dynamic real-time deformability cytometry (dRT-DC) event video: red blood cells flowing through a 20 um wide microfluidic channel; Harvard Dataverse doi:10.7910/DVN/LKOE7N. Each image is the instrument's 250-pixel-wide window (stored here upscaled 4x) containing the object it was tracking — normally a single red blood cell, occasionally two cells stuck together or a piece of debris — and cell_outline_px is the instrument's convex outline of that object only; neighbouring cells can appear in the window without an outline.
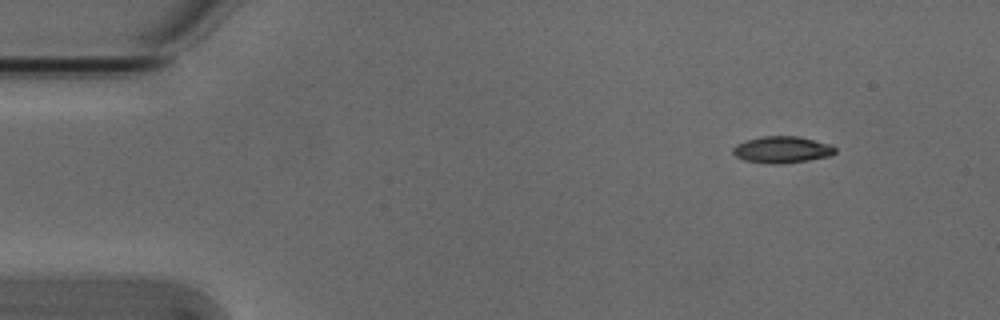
{"species": "Egyptian fruit bat (a non-hibernating species)", "species_latin": "Rousettus aegyptiacus", "temperature_condition": "cold", "stored_images_in_passage": 6, "camera_frame_rate_fps": 3000, "um_per_image_px": 0.085, "animal": {"sex": "male"}, "frame": {"image": 1, "passage_image": 1, "time_ms": 0.0, "image_size_px": [1000, 320], "cell_outline_px": [[836, 152], [832, 156], [808, 160], [772, 164], [744, 160], [736, 156], [732, 152], [732, 148], [736, 144], [744, 140], [764, 136], [800, 136], [832, 144], [836, 148]], "centroid_in_image_um": [66.5, 12.7], "position_along_channel_um": 18.5, "area_um2": 16.01}}
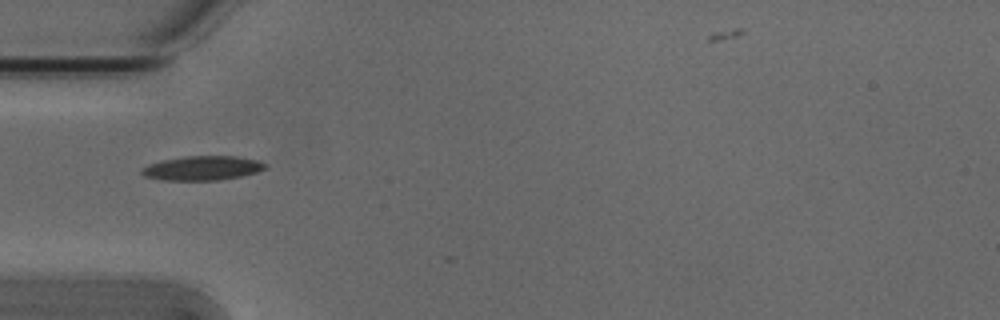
{"frame": {"image": 2, "passage_image": 4, "time_ms": 1.0, "image_size_px": [1000, 320], "cell_outline_px": [[268, 168], [256, 172], [240, 176], [220, 180], [164, 180], [144, 176], [140, 172], [140, 168], [148, 164], [160, 160], [184, 156], [236, 156], [256, 160], [268, 164]], "centroid_in_image_um": [17.18, 14.28], "position_along_channel_um": 67.8, "area_um2": 17.63}}
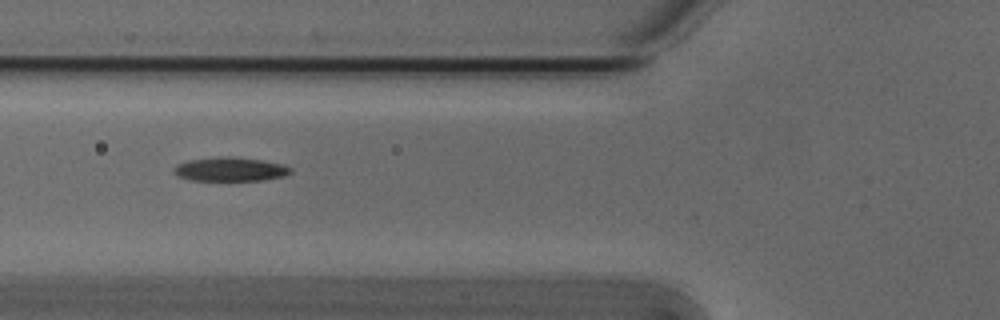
{"frame": {"image": 3, "passage_image": 5, "time_ms": 1.333, "image_size_px": [1000, 320], "cell_outline_px": [[292, 172], [284, 176], [264, 180], [192, 180], [180, 176], [172, 172], [172, 168], [176, 164], [188, 160], [220, 156], [232, 156], [264, 160], [284, 164], [292, 168]], "centroid_in_image_um": [19.59, 14.37], "position_along_channel_um": 106.2, "area_um2": 16.47}}